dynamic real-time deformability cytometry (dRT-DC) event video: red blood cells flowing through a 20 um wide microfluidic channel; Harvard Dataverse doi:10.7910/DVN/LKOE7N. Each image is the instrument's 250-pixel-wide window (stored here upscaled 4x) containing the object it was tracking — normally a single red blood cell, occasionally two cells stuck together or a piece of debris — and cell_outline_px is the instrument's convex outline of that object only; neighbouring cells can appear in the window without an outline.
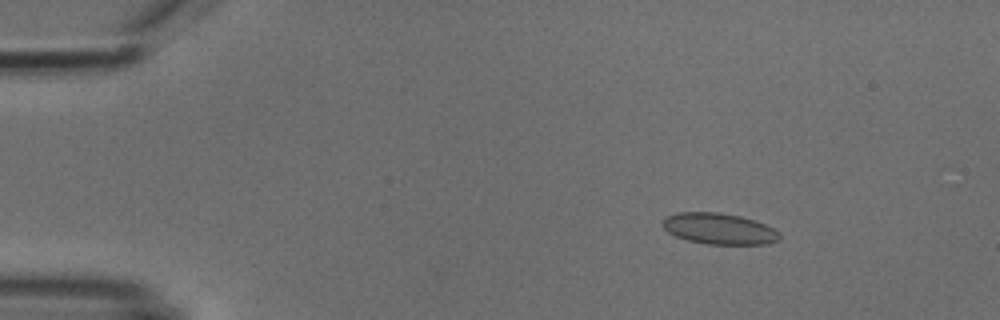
{"species": "common noctule bat (a hibernating species)", "species_latin": "Nyctalus noctula", "temperature_condition": "cold", "stored_images_in_passage": 6, "camera_frame_rate_fps": 3000, "um_per_image_px": 0.085, "animal": {"sex": "male", "body_mass_g": 18.8}, "frame": {"image": 1, "passage_image": 3, "time_ms": 2.333, "image_size_px": [1000, 320], "cell_outline_px": [[780, 240], [768, 244], [708, 244], [688, 240], [676, 236], [668, 232], [660, 224], [664, 216], [676, 212], [720, 212], [740, 216], [764, 224], [780, 232]], "centroid_in_image_um": [61.09, 19.43], "position_along_channel_um": 23.9, "area_um2": 21.33}}
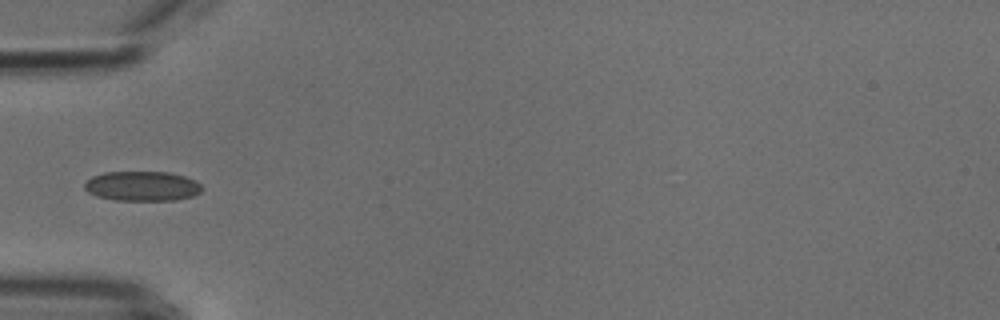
{"frame": {"image": 2, "passage_image": 6, "time_ms": 5.667, "image_size_px": [1000, 320], "cell_outline_px": [[204, 188], [200, 192], [192, 196], [176, 200], [112, 200], [96, 196], [88, 192], [84, 188], [84, 184], [92, 176], [104, 172], [168, 172], [184, 176], [196, 180]], "centroid_in_image_um": [12.09, 15.82], "position_along_channel_um": 72.9, "area_um2": 20.46}}